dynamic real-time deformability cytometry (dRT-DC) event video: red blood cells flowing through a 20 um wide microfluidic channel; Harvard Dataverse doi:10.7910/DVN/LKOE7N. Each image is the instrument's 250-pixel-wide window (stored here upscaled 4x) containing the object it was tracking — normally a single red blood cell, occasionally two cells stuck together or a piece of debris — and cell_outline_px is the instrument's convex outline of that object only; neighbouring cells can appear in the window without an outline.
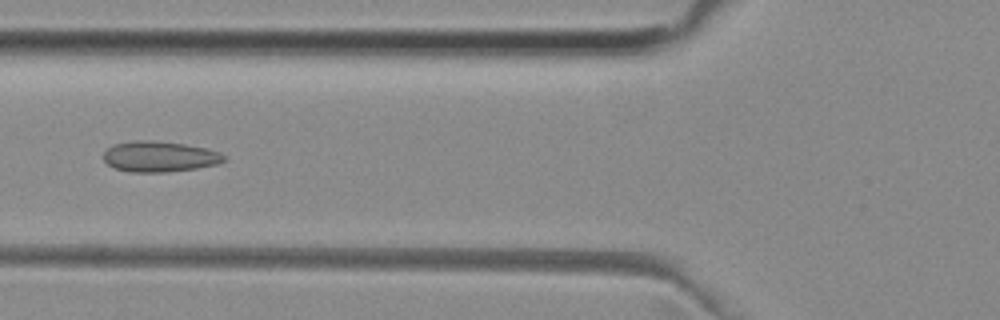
{"species": "common noctule bat (a hibernating species)", "species_latin": "Nyctalus noctula", "temperature_condition": "room temperature", "stored_images_in_passage": 38, "camera_frame_rate_fps": 3000, "um_per_image_px": 0.085, "animal": {"sex": "female", "body_mass_g": 29.2, "forearm_length_mm": 56.3}, "frame": {"image": 1, "passage_image": 6, "time_ms": 1.667, "image_size_px": [1000, 320], "cell_outline_px": [[228, 160], [216, 164], [196, 168], [168, 172], [128, 172], [116, 168], [108, 164], [104, 160], [104, 152], [108, 148], [116, 144], [184, 144], [204, 148], [220, 152], [228, 156]], "centroid_in_image_um": [13.66, 13.38], "position_along_channel_um": 112.1, "area_um2": 20.29}}
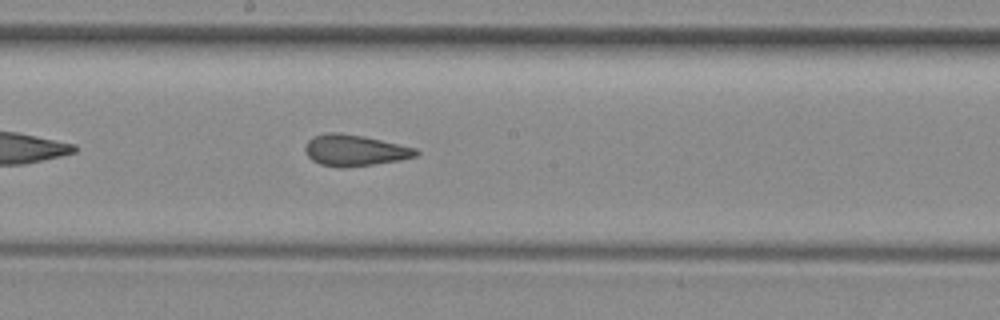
{"frame": {"image": 2, "passage_image": 14, "time_ms": 4.333, "image_size_px": [1000, 320], "cell_outline_px": [[420, 152], [416, 156], [400, 160], [348, 168], [336, 168], [320, 164], [312, 160], [308, 156], [304, 148], [304, 144], [312, 136], [328, 132], [340, 132], [364, 136], [416, 148]], "centroid_in_image_um": [30.11, 12.78], "position_along_channel_um": 218.1, "area_um2": 20.46}}
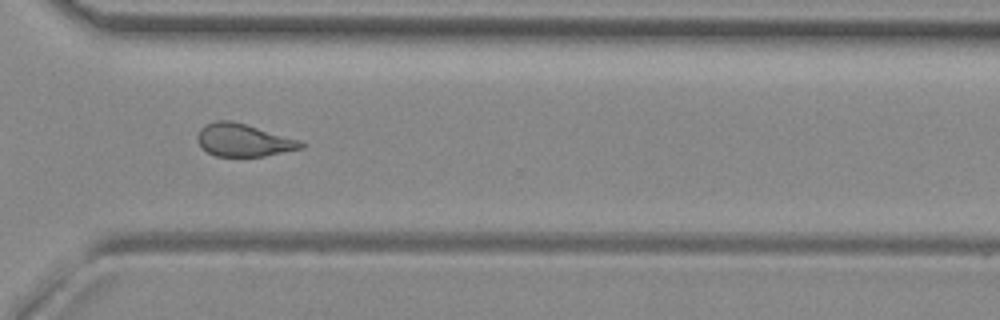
{"frame": {"image": 3, "passage_image": 24, "time_ms": 7.667, "image_size_px": [1000, 320], "cell_outline_px": [[304, 148], [264, 156], [216, 156], [208, 152], [196, 140], [196, 136], [200, 128], [204, 124], [216, 120], [232, 120], [300, 140], [304, 144]], "centroid_in_image_um": [20.67, 11.9], "position_along_channel_um": 349.9, "area_um2": 19.71}, "authors_computed_cell_mechanics": {"area_um2": 20.2589, "velocity_mm_per_s": 3.9649, "shape_relaxation_time_tau1_ms": null, "shape_relaxation_time_tau2_ms": 1.4766, "deformation_change_tau1": null, "deformation_change_tau2": 0.0949}}